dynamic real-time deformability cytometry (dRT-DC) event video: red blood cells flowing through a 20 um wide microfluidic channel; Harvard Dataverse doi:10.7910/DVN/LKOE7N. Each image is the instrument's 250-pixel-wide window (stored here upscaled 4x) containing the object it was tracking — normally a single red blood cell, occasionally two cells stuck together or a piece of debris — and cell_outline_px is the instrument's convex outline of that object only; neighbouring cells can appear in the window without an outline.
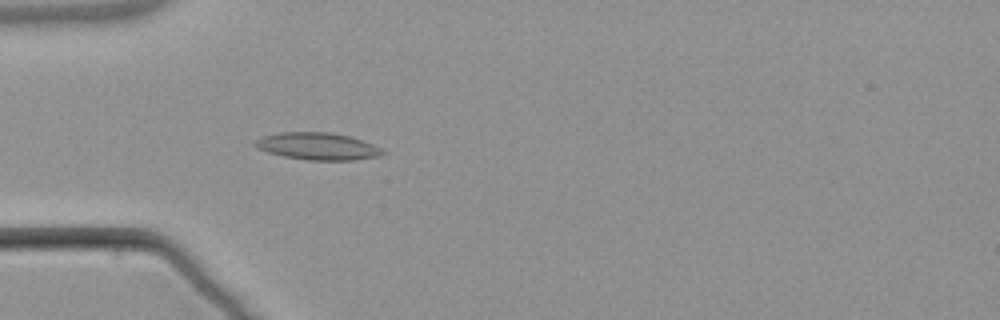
{"species": "common noctule bat (a hibernating species)", "species_latin": "Nyctalus noctula", "temperature_condition": "warm", "stored_images_in_passage": 3, "camera_frame_rate_fps": 3000, "um_per_image_px": 0.085, "animal": {"sex": "male", "body_mass_g": 21.5, "forearm_length_mm": 52.0}, "frame": {"image": 1, "passage_image": 3, "time_ms": 2.667, "image_size_px": [1000, 320], "cell_outline_px": [[384, 152], [380, 156], [356, 160], [308, 160], [284, 156], [268, 152], [256, 148], [252, 144], [252, 140], [260, 136], [280, 132], [332, 132], [348, 136], [372, 144], [380, 148]], "centroid_in_image_um": [26.92, 12.42], "position_along_channel_um": 58.1, "area_um2": 20.29}}